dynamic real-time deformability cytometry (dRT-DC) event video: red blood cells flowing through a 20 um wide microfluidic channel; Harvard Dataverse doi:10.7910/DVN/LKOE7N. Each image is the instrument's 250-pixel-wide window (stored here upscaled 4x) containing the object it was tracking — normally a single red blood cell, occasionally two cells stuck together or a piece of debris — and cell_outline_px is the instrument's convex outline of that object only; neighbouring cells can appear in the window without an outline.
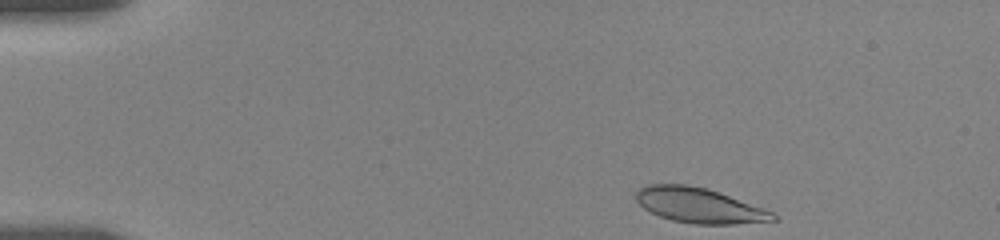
{"species": "human", "species_latin": "Homo sapiens", "temperature_condition": "room temperature", "stored_images_in_passage": 42, "camera_frame_rate_fps": 3000, "um_per_image_px": 0.085, "donor": {"sex": "female"}, "frame": {"image": 1, "passage_image": 1, "time_ms": 0.0, "image_size_px": [1000, 240], "cell_outline_px": [[780, 220], [732, 224], [696, 224], [672, 220], [660, 216], [644, 208], [636, 200], [636, 192], [644, 184], [688, 184], [708, 188], [772, 212]], "centroid_in_image_um": [59.4, 17.45], "position_along_channel_um": 25.6, "area_um2": 27.74}}
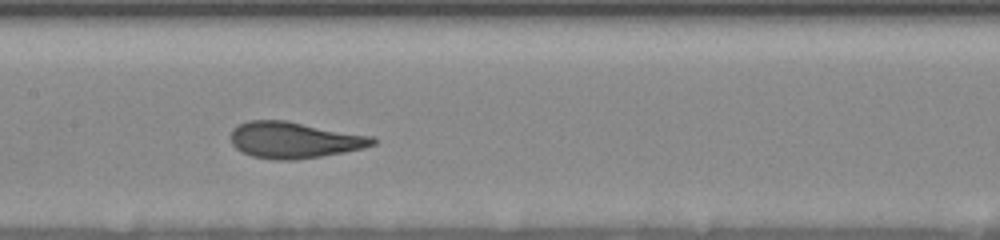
{"frame": {"image": 2, "passage_image": 24, "time_ms": 6.667, "image_size_px": [1000, 240], "cell_outline_px": [[376, 144], [364, 148], [344, 152], [296, 160], [272, 160], [252, 156], [240, 152], [232, 144], [232, 128], [248, 120], [288, 120], [372, 136], [376, 140]], "centroid_in_image_um": [25.01, 11.9], "position_along_channel_um": 182.4, "area_um2": 30.23}}
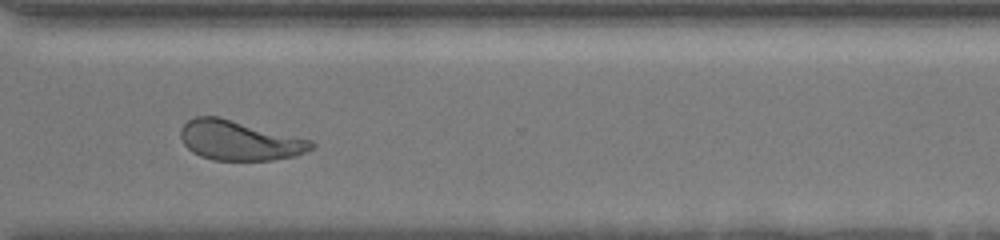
{"frame": {"image": 3, "passage_image": 41, "time_ms": 11.333, "image_size_px": [1000, 240], "cell_outline_px": [[316, 148], [296, 156], [272, 160], [212, 160], [200, 156], [192, 152], [184, 144], [180, 136], [180, 128], [188, 120], [196, 116], [220, 116], [312, 140], [316, 144]], "centroid_in_image_um": [20.37, 11.93], "position_along_channel_um": 350.2, "area_um2": 30.63}}